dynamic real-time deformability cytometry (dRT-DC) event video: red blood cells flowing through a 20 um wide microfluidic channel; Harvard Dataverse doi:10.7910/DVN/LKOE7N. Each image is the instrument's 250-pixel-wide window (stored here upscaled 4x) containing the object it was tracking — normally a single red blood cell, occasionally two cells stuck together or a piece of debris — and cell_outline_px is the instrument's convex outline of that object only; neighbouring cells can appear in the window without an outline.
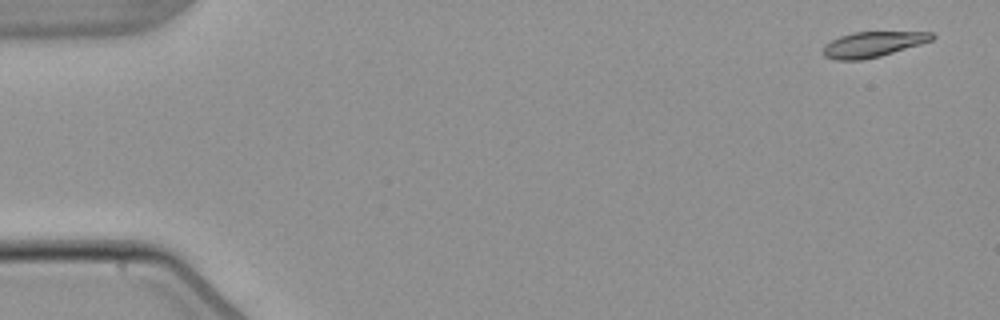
{"species": "common noctule bat (a hibernating species)", "species_latin": "Nyctalus noctula", "temperature_condition": "warm", "stored_images_in_passage": 4, "camera_frame_rate_fps": 3000, "um_per_image_px": 0.085, "animal": {"sex": "male", "body_mass_g": 21.5, "forearm_length_mm": 52.0}, "frame": {"image": 1, "passage_image": 1, "time_ms": 0.0, "image_size_px": [1000, 320], "cell_outline_px": [[936, 36], [932, 40], [920, 44], [880, 56], [864, 60], [836, 60], [824, 56], [820, 52], [824, 44], [840, 36], [852, 32], [932, 32]], "centroid_in_image_um": [74.13, 3.77], "position_along_channel_um": 10.9, "area_um2": 16.18}}
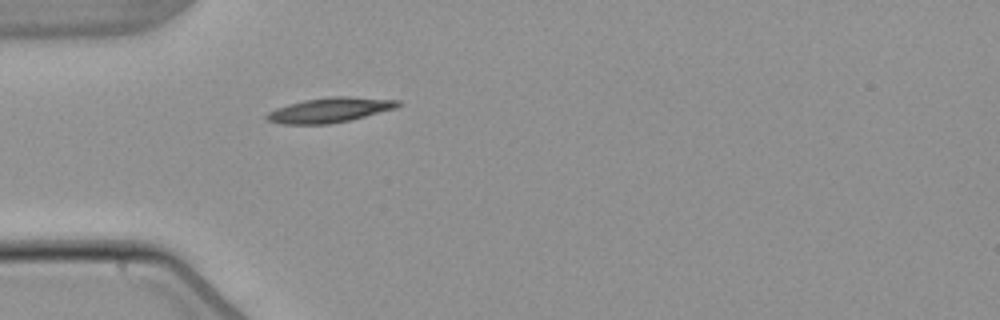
{"frame": {"image": 2, "passage_image": 4, "time_ms": 4.667, "image_size_px": [1000, 320], "cell_outline_px": [[400, 104], [396, 108], [352, 120], [332, 124], [280, 124], [264, 120], [264, 116], [268, 112], [276, 108], [288, 104], [304, 100], [328, 96], [348, 96], [400, 100]], "centroid_in_image_um": [28.0, 9.36], "position_along_channel_um": 57.0, "area_um2": 19.31}}